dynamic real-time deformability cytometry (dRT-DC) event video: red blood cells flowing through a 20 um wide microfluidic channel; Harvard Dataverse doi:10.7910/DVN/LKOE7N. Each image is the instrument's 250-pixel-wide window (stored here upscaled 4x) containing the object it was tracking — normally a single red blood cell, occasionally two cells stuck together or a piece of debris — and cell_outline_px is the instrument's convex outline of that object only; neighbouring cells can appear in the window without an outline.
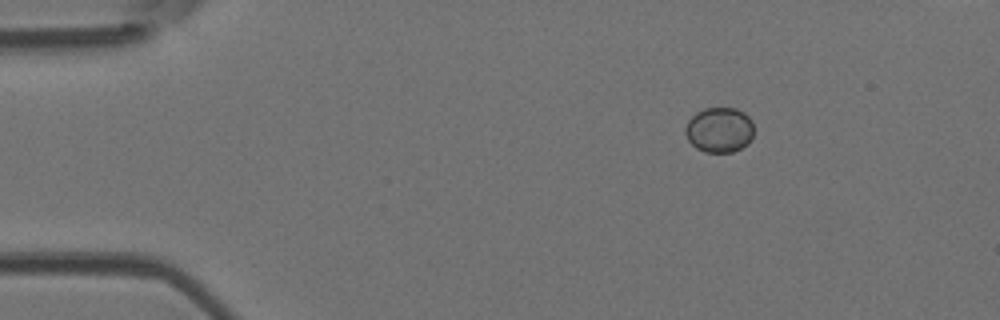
{"species": "Egyptian fruit bat (a non-hibernating species)", "species_latin": "Rousettus aegyptiacus", "temperature_condition": "room temperature", "stored_images_in_passage": 46, "camera_frame_rate_fps": 3000, "um_per_image_px": 0.085, "animal": {"sex": "female"}, "frame": {"image": 1, "passage_image": 1, "time_ms": 0.0, "image_size_px": [1000, 320], "cell_outline_px": [[752, 136], [748, 144], [732, 152], [704, 152], [696, 148], [688, 140], [684, 132], [684, 128], [688, 120], [696, 112], [704, 108], [736, 108], [744, 112], [752, 120]], "centroid_in_image_um": [61.12, 11.03], "position_along_channel_um": 23.9, "area_um2": 18.15}}
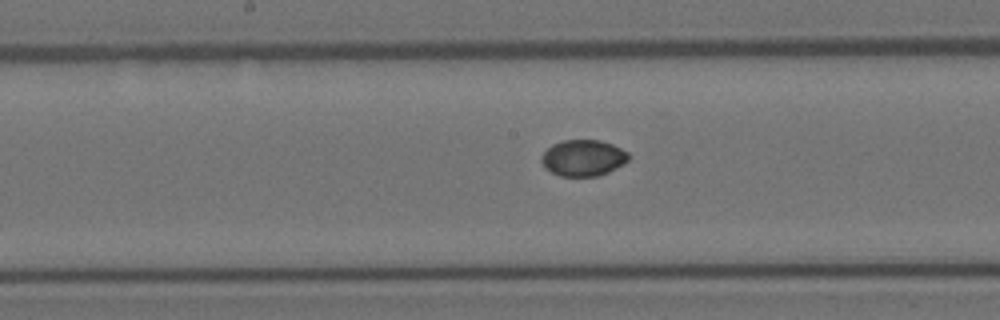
{"frame": {"image": 2, "passage_image": 20, "time_ms": 6.333, "image_size_px": [1000, 320], "cell_outline_px": [[628, 160], [624, 164], [608, 172], [596, 176], [560, 176], [544, 168], [540, 160], [540, 156], [552, 144], [564, 140], [600, 140], [612, 144], [628, 152]], "centroid_in_image_um": [49.55, 13.42], "position_along_channel_um": 198.7, "area_um2": 18.44}}
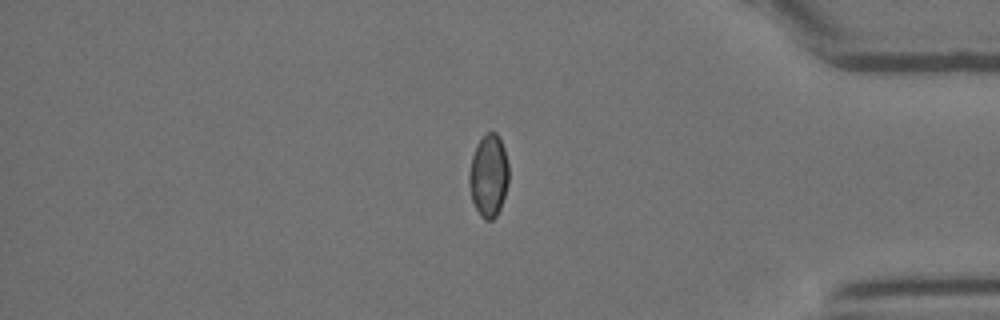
{"frame": {"image": 3, "passage_image": 37, "time_ms": 12.0, "image_size_px": [1000, 320], "cell_outline_px": [[508, 184], [500, 208], [496, 216], [492, 220], [484, 220], [480, 216], [472, 200], [468, 184], [468, 172], [472, 156], [476, 144], [488, 132], [496, 132], [500, 136], [504, 148], [508, 164]], "centroid_in_image_um": [41.52, 14.93], "position_along_channel_um": 393.7, "area_um2": 19.19}}